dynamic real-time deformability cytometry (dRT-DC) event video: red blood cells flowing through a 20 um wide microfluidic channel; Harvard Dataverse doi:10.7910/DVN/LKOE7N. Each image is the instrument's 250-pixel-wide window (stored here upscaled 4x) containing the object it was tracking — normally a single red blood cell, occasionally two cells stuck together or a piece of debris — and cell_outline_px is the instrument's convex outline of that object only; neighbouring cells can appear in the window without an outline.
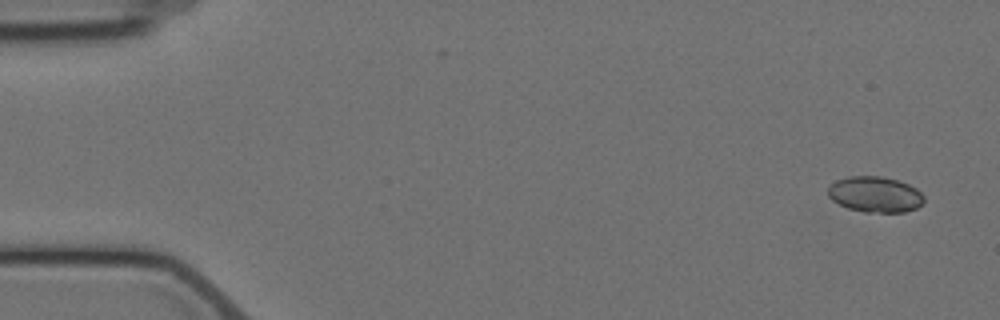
{"species": "Egyptian fruit bat (a non-hibernating species)", "species_latin": "Rousettus aegyptiacus", "temperature_condition": "cold", "stored_images_in_passage": 5, "camera_frame_rate_fps": 3000, "um_per_image_px": 0.085, "animal": {"sex": "female"}, "frame": {"image": 1, "passage_image": 1, "time_ms": 0.0, "image_size_px": [1000, 320], "cell_outline_px": [[924, 200], [916, 208], [904, 212], [864, 212], [848, 208], [832, 200], [828, 196], [828, 188], [836, 180], [848, 176], [880, 176], [896, 180], [908, 184], [916, 188], [924, 196]], "centroid_in_image_um": [74.37, 16.52], "position_along_channel_um": 10.6, "area_um2": 19.88}}
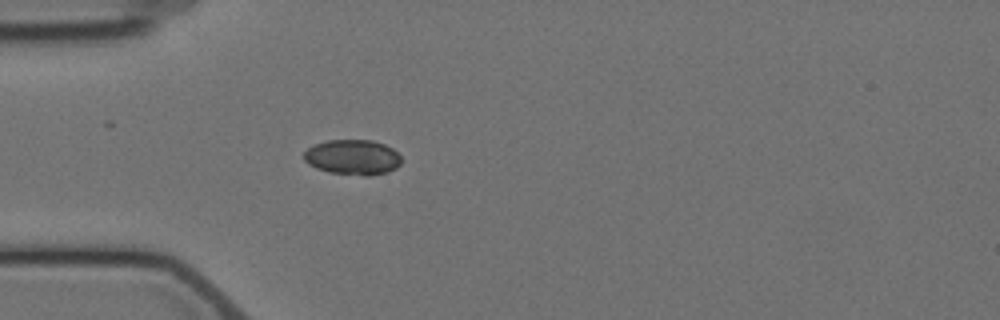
{"frame": {"image": 2, "passage_image": 5, "time_ms": 4.667, "image_size_px": [1000, 320], "cell_outline_px": [[400, 164], [396, 168], [388, 172], [368, 176], [364, 176], [328, 172], [316, 168], [308, 164], [304, 160], [304, 152], [308, 148], [316, 144], [328, 140], [372, 140], [384, 144], [392, 148], [400, 156]], "centroid_in_image_um": [29.97, 13.37], "position_along_channel_um": 55.0, "area_um2": 20.0}}